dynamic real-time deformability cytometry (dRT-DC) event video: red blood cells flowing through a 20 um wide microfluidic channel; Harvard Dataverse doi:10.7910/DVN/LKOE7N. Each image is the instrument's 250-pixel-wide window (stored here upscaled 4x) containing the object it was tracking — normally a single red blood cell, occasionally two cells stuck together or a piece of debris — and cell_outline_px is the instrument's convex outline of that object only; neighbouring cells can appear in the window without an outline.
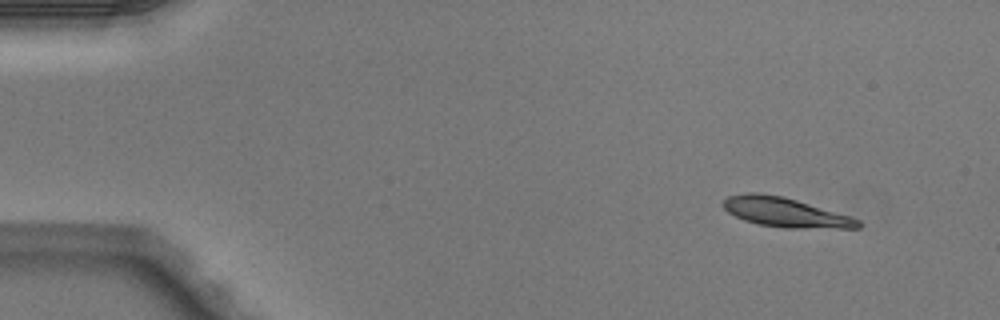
{"species": "Egyptian fruit bat (a non-hibernating species)", "species_latin": "Rousettus aegyptiacus", "temperature_condition": "warm", "stored_images_in_passage": 3, "camera_frame_rate_fps": 3000, "um_per_image_px": 0.085, "animal": {"sex": "male"}, "frame": {"image": 1, "passage_image": 1, "time_ms": 0.0, "image_size_px": [1000, 320], "cell_outline_px": [[860, 228], [784, 228], [760, 224], [744, 220], [728, 212], [724, 208], [724, 200], [728, 196], [748, 192], [760, 192], [784, 196], [852, 216], [860, 220]], "centroid_in_image_um": [66.78, 18.04], "position_along_channel_um": 18.2, "area_um2": 23.24}}